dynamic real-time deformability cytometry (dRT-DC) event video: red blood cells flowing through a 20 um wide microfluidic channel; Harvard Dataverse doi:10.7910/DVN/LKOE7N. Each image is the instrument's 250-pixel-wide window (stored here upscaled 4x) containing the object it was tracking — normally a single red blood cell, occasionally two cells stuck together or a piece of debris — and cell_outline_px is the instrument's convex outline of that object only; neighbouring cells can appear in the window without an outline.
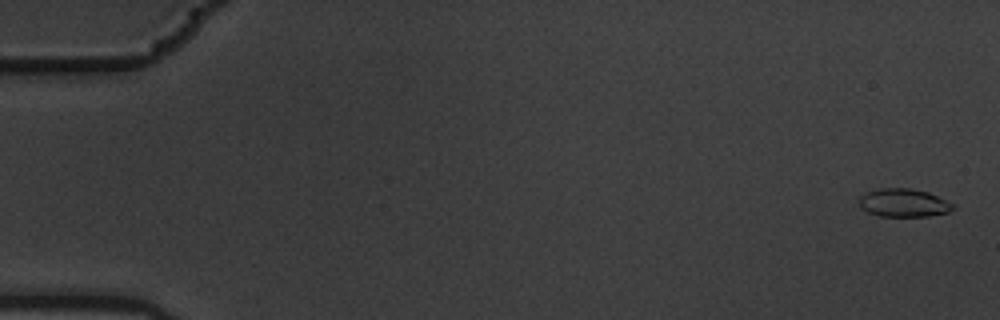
{"species": "common noctule bat (a hibernating species)", "species_latin": "Nyctalus noctula", "temperature_condition": "warm", "stored_images_in_passage": 6, "camera_frame_rate_fps": 3000, "um_per_image_px": 0.085, "animal": {"sex": "male", "body_mass_g": 19.5, "forearm_length_mm": 54.6}, "frame": {"image": 1, "passage_image": 1, "time_ms": 0.0, "image_size_px": [1000, 320], "cell_outline_px": [[956, 208], [948, 212], [928, 216], [880, 216], [868, 212], [860, 208], [860, 196], [868, 192], [880, 188], [912, 188], [928, 192], [956, 204]], "centroid_in_image_um": [76.85, 17.24], "position_along_channel_um": 8.1, "area_um2": 15.49}}